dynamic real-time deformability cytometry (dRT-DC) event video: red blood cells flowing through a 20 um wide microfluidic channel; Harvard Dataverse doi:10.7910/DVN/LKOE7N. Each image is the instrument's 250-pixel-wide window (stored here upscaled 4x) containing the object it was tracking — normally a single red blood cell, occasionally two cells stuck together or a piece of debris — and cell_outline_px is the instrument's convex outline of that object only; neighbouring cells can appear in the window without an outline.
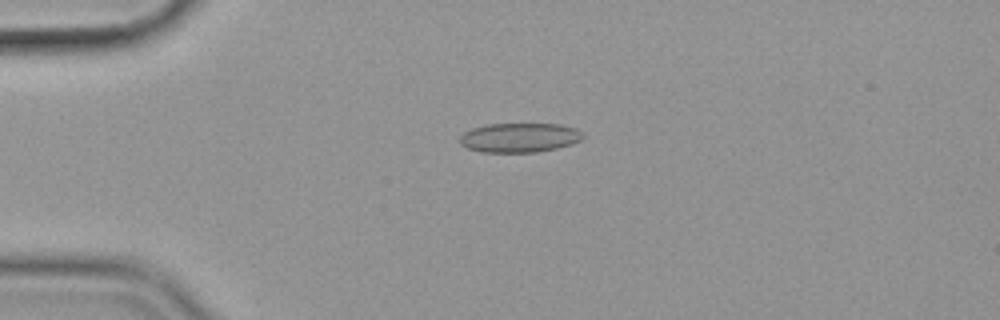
{"species": "common noctule bat (a hibernating species)", "species_latin": "Nyctalus noctula", "temperature_condition": "cold", "stored_images_in_passage": 43, "camera_frame_rate_fps": 3000, "um_per_image_px": 0.085, "animal": {"sex": "female", "body_mass_g": 19.9}, "frame": {"image": 1, "passage_image": 1, "time_ms": 0.0, "image_size_px": [1000, 320], "cell_outline_px": [[584, 136], [580, 140], [572, 144], [556, 148], [536, 152], [480, 152], [468, 148], [460, 144], [460, 136], [464, 132], [472, 128], [488, 124], [560, 124], [576, 128]], "centroid_in_image_um": [44.14, 11.7], "position_along_channel_um": 40.9, "area_um2": 21.04}}
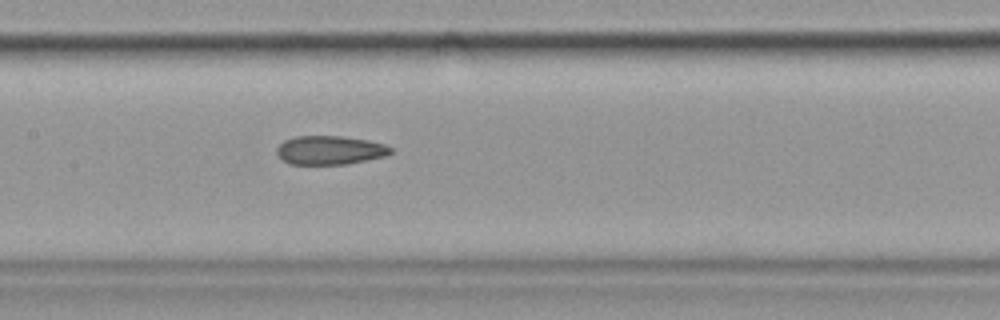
{"frame": {"image": 2, "passage_image": 15, "time_ms": 4.667, "image_size_px": [1000, 320], "cell_outline_px": [[392, 152], [384, 156], [348, 164], [288, 164], [276, 152], [276, 148], [284, 140], [296, 136], [340, 136], [368, 140], [384, 144], [392, 148]], "centroid_in_image_um": [28.03, 12.76], "position_along_channel_um": 179.4, "area_um2": 19.02}}
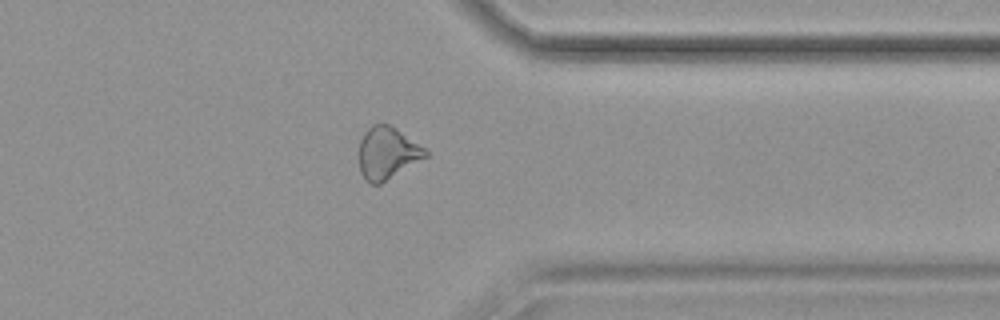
{"frame": {"image": 3, "passage_image": 32, "time_ms": 10.333, "image_size_px": [1000, 320], "cell_outline_px": [[428, 156], [380, 184], [372, 184], [360, 172], [360, 140], [364, 132], [372, 124], [388, 124], [396, 128], [424, 148], [428, 152]], "centroid_in_image_um": [32.92, 13.0], "position_along_channel_um": 378.5, "area_um2": 19.83}, "authors_computed_cell_mechanics": {"area_um2": 20.1144, "velocity_mm_per_s": 3.5962, "shape_relaxation_time_tau1_ms": null, "shape_relaxation_time_tau2_ms": 4.2104, "deformation_change_tau1": null, "deformation_change_tau2": 0.1032}}